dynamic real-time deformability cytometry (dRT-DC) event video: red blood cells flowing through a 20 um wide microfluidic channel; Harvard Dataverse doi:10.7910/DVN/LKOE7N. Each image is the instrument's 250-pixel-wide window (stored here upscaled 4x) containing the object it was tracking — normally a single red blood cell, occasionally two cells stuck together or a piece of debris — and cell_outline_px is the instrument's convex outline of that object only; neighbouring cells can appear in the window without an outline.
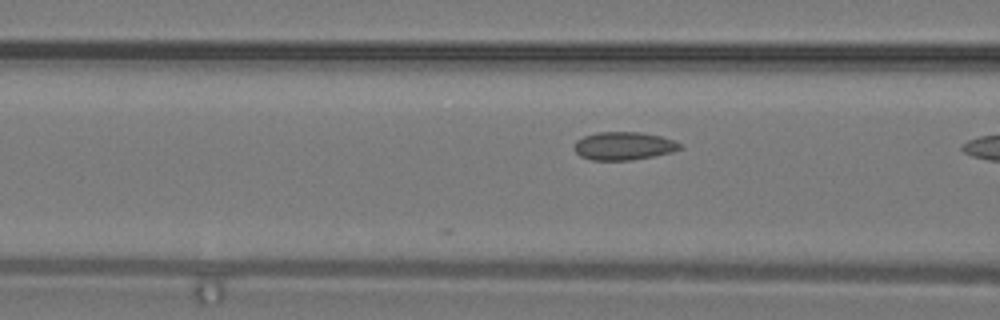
{"species": "common noctule bat (a hibernating species)", "species_latin": "Nyctalus noctula", "temperature_condition": "warm", "stored_images_in_passage": 4, "camera_frame_rate_fps": 3000, "um_per_image_px": 0.085, "animal": {"sex": "male", "body_mass_g": 19.2, "forearm_length_mm": 51.8}, "frame": {"image": 1, "passage_image": 4, "time_ms": 1.0, "image_size_px": [1000, 320], "cell_outline_px": [[684, 148], [672, 152], [632, 160], [592, 160], [580, 156], [576, 152], [576, 140], [584, 136], [596, 132], [640, 132], [660, 136], [672, 140], [680, 144]], "centroid_in_image_um": [53.02, 12.4], "position_along_channel_um": 113.6, "area_um2": 17.17}}